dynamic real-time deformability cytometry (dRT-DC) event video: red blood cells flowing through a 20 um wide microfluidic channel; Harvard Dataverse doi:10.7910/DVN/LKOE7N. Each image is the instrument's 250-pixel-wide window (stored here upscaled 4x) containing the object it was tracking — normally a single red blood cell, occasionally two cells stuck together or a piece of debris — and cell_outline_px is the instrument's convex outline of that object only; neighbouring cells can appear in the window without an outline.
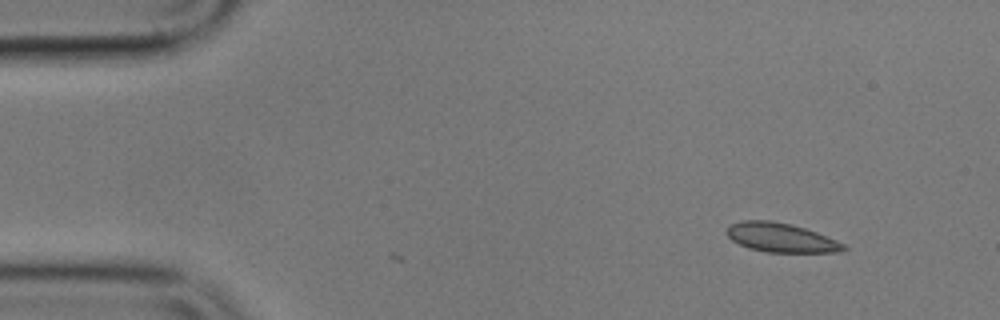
{"species": "common noctule bat (a hibernating species)", "species_latin": "Nyctalus noctula", "temperature_condition": "cold", "stored_images_in_passage": 3, "camera_frame_rate_fps": 3000, "um_per_image_px": 0.085, "animal": {"sex": "male", "body_mass_g": 17.9}, "frame": {"image": 1, "passage_image": 1, "time_ms": 0.0, "image_size_px": [1000, 320], "cell_outline_px": [[848, 248], [840, 252], [768, 252], [748, 248], [732, 240], [724, 232], [728, 224], [744, 220], [772, 220], [792, 224], [816, 232], [836, 240], [844, 244]], "centroid_in_image_um": [66.34, 20.18], "position_along_channel_um": 18.7, "area_um2": 19.94}}